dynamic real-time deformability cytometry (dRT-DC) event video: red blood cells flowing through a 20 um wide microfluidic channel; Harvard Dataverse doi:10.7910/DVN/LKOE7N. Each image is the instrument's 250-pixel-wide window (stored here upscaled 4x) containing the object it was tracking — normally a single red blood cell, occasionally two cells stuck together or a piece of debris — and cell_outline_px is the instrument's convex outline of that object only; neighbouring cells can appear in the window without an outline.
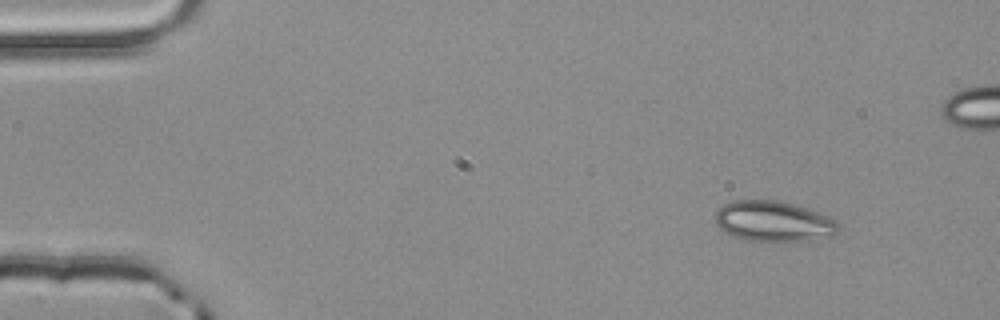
{"species": "common noctule bat (a hibernating species)", "species_latin": "Nyctalus noctula", "temperature_condition": "room temperature", "stored_images_in_passage": 4, "camera_frame_rate_fps": 3000, "um_per_image_px": 0.085, "animal": {"sex": "male", "body_mass_g": 20.4}, "frame": {"image": 1, "passage_image": 2, "time_ms": 0.333, "image_size_px": [1000, 320], "cell_outline_px": [[840, 228], [836, 232], [812, 240], [744, 240], [724, 232], [716, 224], [716, 212], [724, 204], [732, 200], [776, 200], [792, 204], [828, 216], [836, 220], [840, 224]], "centroid_in_image_um": [65.71, 18.8], "position_along_channel_um": 19.3, "area_um2": 28.5}}